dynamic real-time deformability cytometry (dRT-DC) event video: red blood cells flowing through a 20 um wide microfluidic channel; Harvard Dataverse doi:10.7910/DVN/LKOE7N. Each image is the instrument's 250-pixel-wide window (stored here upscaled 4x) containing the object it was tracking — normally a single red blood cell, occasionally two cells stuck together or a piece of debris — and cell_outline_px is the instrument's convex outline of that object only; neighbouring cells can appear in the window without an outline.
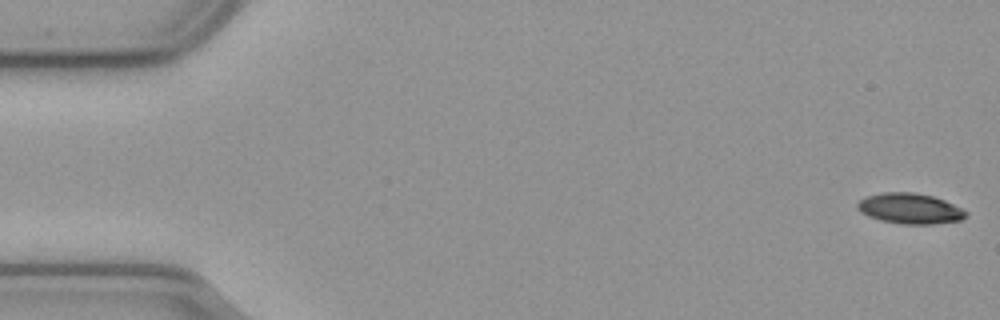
{"species": "common noctule bat (a hibernating species)", "species_latin": "Nyctalus noctula", "temperature_condition": "cold", "stored_images_in_passage": 56, "camera_frame_rate_fps": 3000, "um_per_image_px": 0.085, "animal": {"sex": "male", "body_mass_g": 23.1, "forearm_length_mm": 52.7}, "frame": {"image": 1, "passage_image": 1, "time_ms": 0.0, "image_size_px": [1000, 320], "cell_outline_px": [[968, 216], [960, 220], [932, 224], [900, 224], [880, 220], [868, 216], [860, 212], [856, 204], [860, 200], [868, 196], [884, 192], [912, 192], [932, 196], [944, 200], [968, 212]], "centroid_in_image_um": [77.34, 17.73], "position_along_channel_um": 7.7, "area_um2": 19.19}}
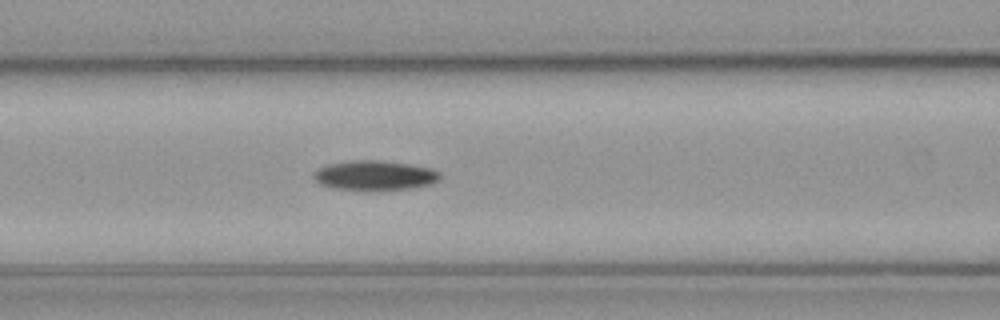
{"frame": {"image": 2, "passage_image": 23, "time_ms": 7.333, "image_size_px": [1000, 320], "cell_outline_px": [[440, 176], [432, 184], [408, 188], [368, 192], [332, 188], [320, 184], [312, 176], [312, 172], [328, 164], [348, 160], [376, 160], [408, 164], [432, 168], [440, 172]], "centroid_in_image_um": [31.8, 14.93], "position_along_channel_um": 134.8, "area_um2": 22.25}}
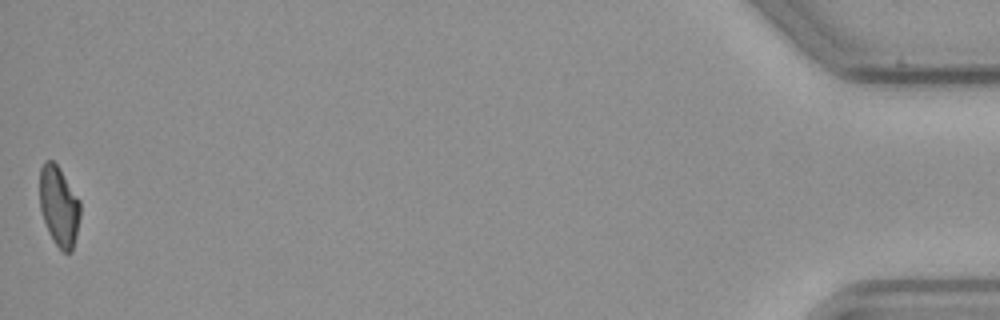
{"frame": {"image": 3, "passage_image": 56, "time_ms": 18.333, "image_size_px": [1000, 320], "cell_outline_px": [[80, 216], [76, 236], [72, 252], [64, 252], [56, 244], [48, 232], [40, 208], [40, 168], [44, 160], [52, 160], [56, 164], [80, 200]], "centroid_in_image_um": [5.01, 17.52], "position_along_channel_um": 430.2, "area_um2": 18.73}, "authors_computed_cell_mechanics": {"area_um2": 20.2878, "velocity_mm_per_s": 3.6513, "shape_relaxation_time_tau1_ms": 4.2694, "shape_relaxation_time_tau2_ms": null, "deformation_change_tau1": 0.1384, "deformation_change_tau2": null}}